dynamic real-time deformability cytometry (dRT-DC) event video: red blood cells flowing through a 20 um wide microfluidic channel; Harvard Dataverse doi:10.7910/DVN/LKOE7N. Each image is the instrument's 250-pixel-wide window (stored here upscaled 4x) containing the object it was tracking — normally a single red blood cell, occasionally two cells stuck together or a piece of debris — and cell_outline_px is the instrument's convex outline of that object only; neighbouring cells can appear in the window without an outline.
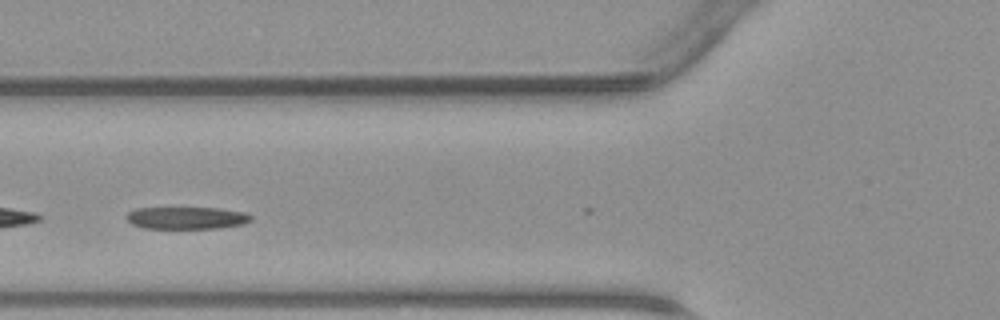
{"species": "common noctule bat (a hibernating species)", "species_latin": "Nyctalus noctula", "temperature_condition": "warm", "stored_images_in_passage": 11, "camera_frame_rate_fps": 3000, "um_per_image_px": 0.085, "animal": {"sex": "male", "body_mass_g": 23.1, "forearm_length_mm": 52.7}, "frame": {"image": 1, "passage_image": 6, "time_ms": 1.667, "image_size_px": [1000, 320], "cell_outline_px": [[252, 220], [244, 224], [220, 228], [144, 228], [132, 224], [124, 216], [128, 212], [136, 208], [220, 208], [244, 212], [252, 216]], "centroid_in_image_um": [15.87, 18.52], "position_along_channel_um": 109.9, "area_um2": 16.18}}
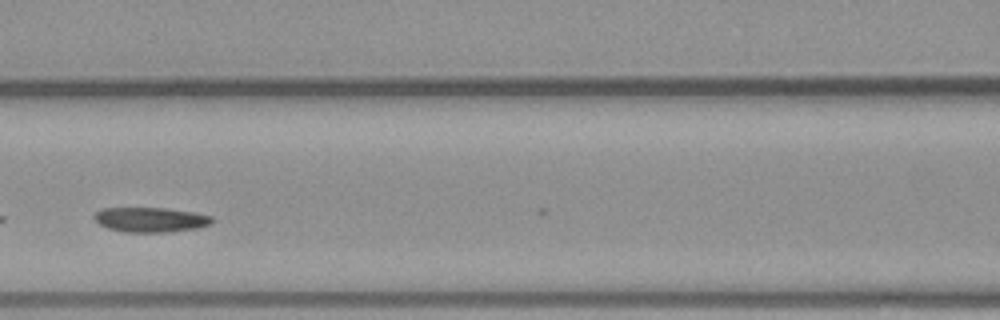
{"frame": {"image": 2, "passage_image": 9, "time_ms": 2.667, "image_size_px": [1000, 320], "cell_outline_px": [[216, 220], [212, 224], [200, 228], [168, 232], [124, 232], [108, 228], [100, 224], [92, 216], [100, 208], [164, 208], [192, 212], [212, 216]], "centroid_in_image_um": [12.83, 18.68], "position_along_channel_um": 153.8, "area_um2": 17.17}}